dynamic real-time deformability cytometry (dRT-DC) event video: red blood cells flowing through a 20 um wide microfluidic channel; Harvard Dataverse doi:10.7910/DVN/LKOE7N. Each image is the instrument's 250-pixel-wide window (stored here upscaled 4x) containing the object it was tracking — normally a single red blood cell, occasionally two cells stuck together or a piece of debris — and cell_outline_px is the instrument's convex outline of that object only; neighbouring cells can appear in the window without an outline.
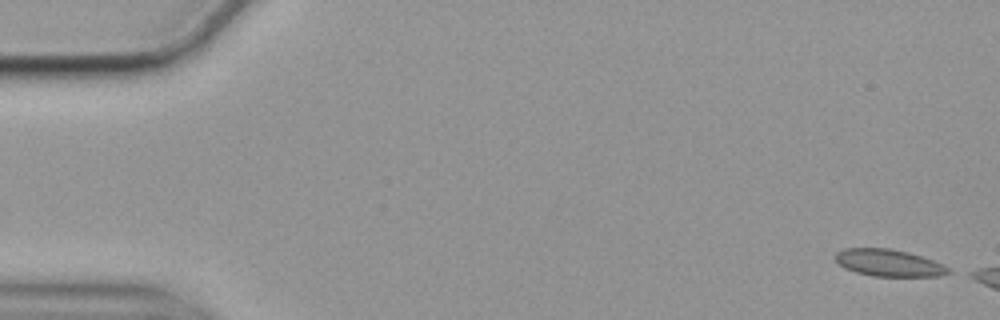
{"species": "common noctule bat (a hibernating species)", "species_latin": "Nyctalus noctula", "temperature_condition": "cold", "stored_images_in_passage": 16, "camera_frame_rate_fps": 3000, "um_per_image_px": 0.085, "animal": {"sex": "female", "body_mass_g": 19.9}, "frame": {"image": 1, "passage_image": 1, "time_ms": 0.0, "image_size_px": [1000, 320], "cell_outline_px": [[952, 272], [940, 276], [872, 276], [856, 272], [844, 268], [832, 256], [836, 252], [844, 248], [888, 248], [908, 252], [944, 264], [952, 268]], "centroid_in_image_um": [75.55, 22.34], "position_along_channel_um": 9.4, "area_um2": 17.92}}